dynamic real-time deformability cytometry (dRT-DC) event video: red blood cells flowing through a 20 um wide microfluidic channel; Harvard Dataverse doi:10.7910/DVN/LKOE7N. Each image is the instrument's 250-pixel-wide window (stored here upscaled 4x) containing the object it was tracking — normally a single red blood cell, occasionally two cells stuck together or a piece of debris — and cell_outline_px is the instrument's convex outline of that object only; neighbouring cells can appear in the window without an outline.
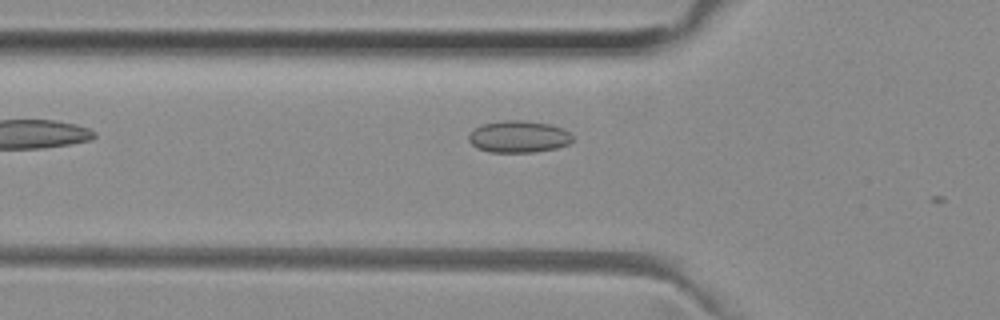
{"species": "common noctule bat (a hibernating species)", "species_latin": "Nyctalus noctula", "temperature_condition": "room temperature", "stored_images_in_passage": 3, "camera_frame_rate_fps": 3000, "um_per_image_px": 0.085, "animal": {"sex": "female", "body_mass_g": 29.2, "forearm_length_mm": 56.3}, "frame": {"image": 1, "passage_image": 2, "time_ms": 0.333, "image_size_px": [1000, 320], "cell_outline_px": [[572, 140], [568, 144], [556, 148], [532, 152], [488, 152], [476, 148], [468, 140], [468, 136], [472, 128], [480, 124], [504, 120], [524, 120], [552, 124], [564, 128], [572, 136]], "centroid_in_image_um": [44.04, 11.6], "position_along_channel_um": 81.8, "area_um2": 19.59}}